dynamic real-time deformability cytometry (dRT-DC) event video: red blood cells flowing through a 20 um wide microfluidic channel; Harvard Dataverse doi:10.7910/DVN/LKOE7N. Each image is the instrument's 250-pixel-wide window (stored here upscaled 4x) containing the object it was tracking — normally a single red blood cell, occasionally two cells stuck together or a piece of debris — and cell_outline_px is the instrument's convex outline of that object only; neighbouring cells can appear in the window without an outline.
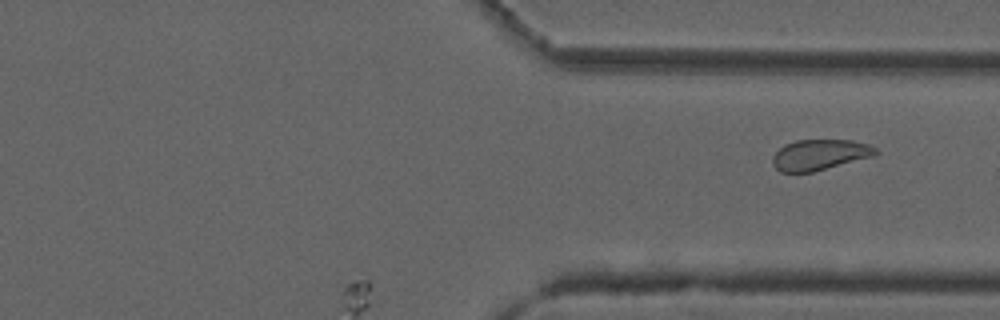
{"species": "common noctule bat (a hibernating species)", "species_latin": "Nyctalus noctula", "temperature_condition": "cold", "stored_images_in_passage": 36, "camera_frame_rate_fps": 3000, "um_per_image_px": 0.085, "animal": {"sex": "male", "forearm_length_mm": 52.5}, "frame": {"image": 1, "passage_image": 36, "time_ms": 11.667, "image_size_px": [1000, 320], "cell_outline_px": [[880, 152], [876, 156], [812, 172], [780, 172], [772, 164], [772, 156], [784, 144], [796, 140], [852, 140], [868, 144], [876, 148]], "centroid_in_image_um": [69.7, 13.15], "position_along_channel_um": 341.7, "area_um2": 18.61}}